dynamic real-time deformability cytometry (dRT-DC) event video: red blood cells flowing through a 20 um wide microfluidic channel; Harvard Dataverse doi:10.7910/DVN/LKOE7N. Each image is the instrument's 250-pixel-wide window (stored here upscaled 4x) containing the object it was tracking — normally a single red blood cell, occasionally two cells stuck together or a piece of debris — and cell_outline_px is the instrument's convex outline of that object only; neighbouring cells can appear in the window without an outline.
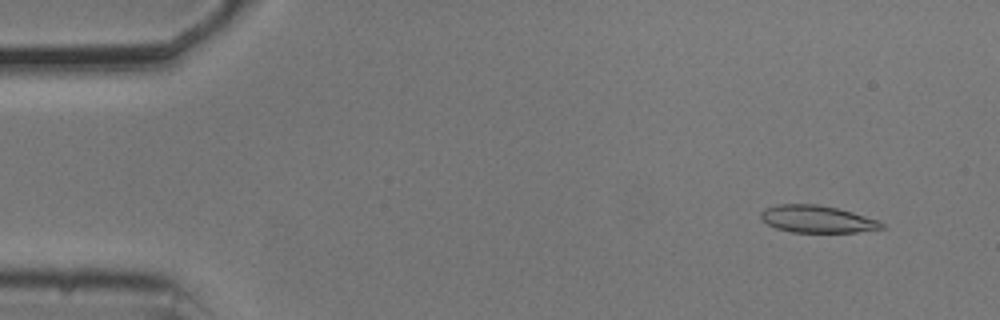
{"species": "common noctule bat (a hibernating species)", "species_latin": "Nyctalus noctula", "temperature_condition": "cold", "stored_images_in_passage": 54, "camera_frame_rate_fps": 3000, "um_per_image_px": 0.085, "animal": {"sex": "male", "body_mass_g": 20.5, "forearm_length_mm": 52.5}, "frame": {"image": 1, "passage_image": 4, "time_ms": 1.0, "image_size_px": [1000, 320], "cell_outline_px": [[884, 228], [856, 232], [792, 232], [776, 228], [760, 220], [760, 212], [764, 208], [776, 204], [816, 204], [836, 208], [852, 212], [880, 220], [884, 224]], "centroid_in_image_um": [69.43, 18.62], "position_along_channel_um": 15.6, "area_um2": 19.25}}
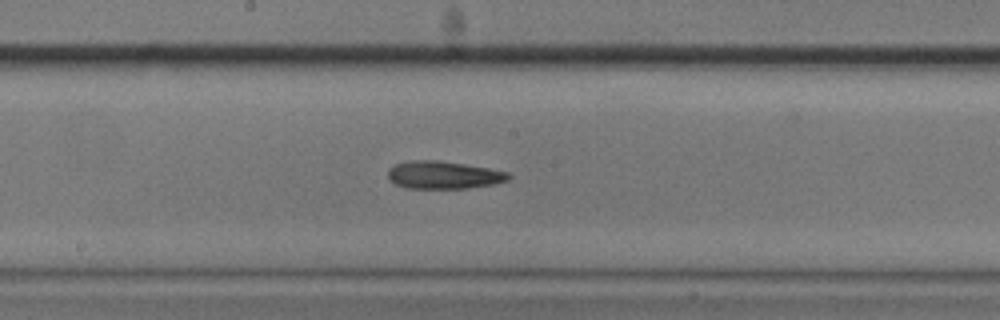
{"frame": {"image": 2, "passage_image": 28, "time_ms": 9.0, "image_size_px": [1000, 320], "cell_outline_px": [[512, 176], [508, 180], [496, 184], [468, 188], [408, 188], [396, 184], [388, 176], [388, 168], [396, 164], [416, 160], [436, 160], [464, 164], [488, 168], [508, 172]], "centroid_in_image_um": [37.74, 14.88], "position_along_channel_um": 210.5, "area_um2": 19.31}}
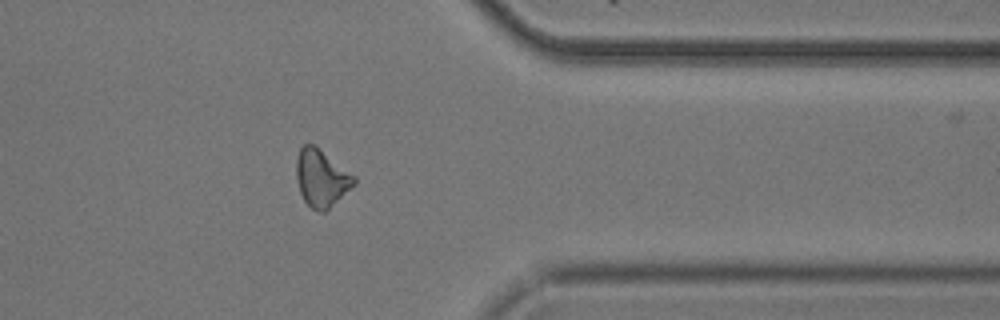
{"frame": {"image": 3, "passage_image": 43, "time_ms": 14.0, "image_size_px": [1000, 320], "cell_outline_px": [[356, 184], [324, 212], [320, 212], [312, 208], [304, 200], [300, 192], [296, 180], [296, 160], [300, 148], [304, 144], [316, 144], [356, 176]], "centroid_in_image_um": [27.33, 15.1], "position_along_channel_um": 384.1, "area_um2": 19.48}, "authors_computed_cell_mechanics": {"area_um2": 19.3052, "velocity_mm_per_s": 3.7099, "shape_relaxation_time_tau1_ms": null, "shape_relaxation_time_tau2_ms": 9.3555, "deformation_change_tau1": null, "deformation_change_tau2": 0.2146}}